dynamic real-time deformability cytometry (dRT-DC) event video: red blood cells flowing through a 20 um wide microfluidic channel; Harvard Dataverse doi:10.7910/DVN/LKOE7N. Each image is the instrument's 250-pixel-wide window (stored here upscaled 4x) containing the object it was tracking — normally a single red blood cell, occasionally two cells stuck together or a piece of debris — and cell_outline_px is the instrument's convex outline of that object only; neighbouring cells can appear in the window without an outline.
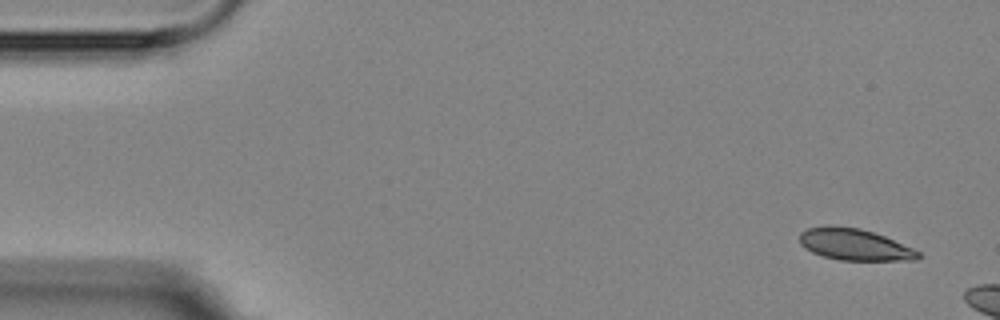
{"species": "Egyptian fruit bat (a non-hibernating species)", "species_latin": "Rousettus aegyptiacus", "temperature_condition": "room temperature", "stored_images_in_passage": 3, "camera_frame_rate_fps": 3000, "um_per_image_px": 0.085, "animal": {"sex": "female"}, "frame": {"image": 1, "passage_image": 1, "time_ms": 0.0, "image_size_px": [1000, 320], "cell_outline_px": [[920, 256], [916, 260], [840, 260], [824, 256], [812, 252], [804, 248], [800, 244], [800, 232], [808, 228], [828, 224], [860, 228], [884, 236], [912, 248], [920, 252]], "centroid_in_image_um": [72.59, 20.77], "position_along_channel_um": 12.4, "area_um2": 21.79}}